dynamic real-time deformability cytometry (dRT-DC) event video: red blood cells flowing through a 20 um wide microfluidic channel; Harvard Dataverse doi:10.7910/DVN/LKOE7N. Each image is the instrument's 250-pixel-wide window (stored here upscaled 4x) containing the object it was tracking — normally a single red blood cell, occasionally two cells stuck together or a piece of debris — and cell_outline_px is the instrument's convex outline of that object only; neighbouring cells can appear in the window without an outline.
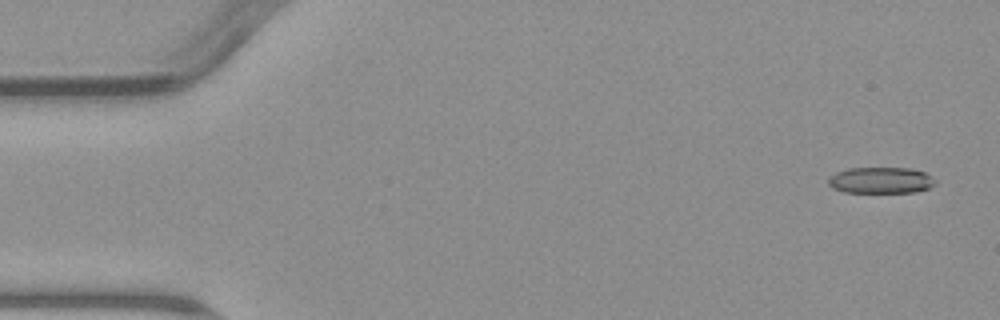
{"species": "common noctule bat (a hibernating species)", "species_latin": "Nyctalus noctula", "temperature_condition": "warm", "stored_images_in_passage": 4, "camera_frame_rate_fps": 3000, "um_per_image_px": 0.085, "animal": {"sex": "male", "body_mass_g": 23.1, "forearm_length_mm": 52.7}, "frame": {"image": 1, "passage_image": 1, "time_ms": 0.0, "image_size_px": [1000, 320], "cell_outline_px": [[936, 184], [928, 188], [916, 192], [844, 192], [832, 188], [828, 184], [828, 180], [836, 172], [848, 168], [912, 168], [924, 172], [936, 180]], "centroid_in_image_um": [74.88, 15.32], "position_along_channel_um": 10.1, "area_um2": 16.36}}
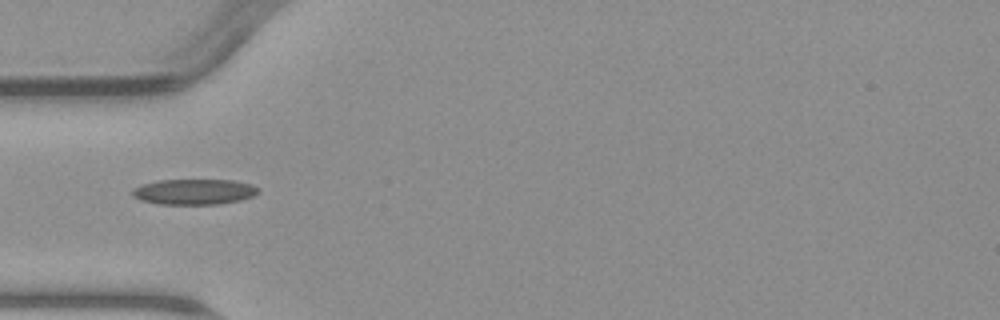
{"frame": {"image": 2, "passage_image": 4, "time_ms": 5.0, "image_size_px": [1000, 320], "cell_outline_px": [[260, 192], [252, 196], [240, 200], [220, 204], [160, 204], [140, 200], [132, 196], [132, 188], [140, 184], [156, 180], [232, 180], [252, 184], [260, 188]], "centroid_in_image_um": [16.48, 16.29], "position_along_channel_um": 68.5, "area_um2": 18.96}}